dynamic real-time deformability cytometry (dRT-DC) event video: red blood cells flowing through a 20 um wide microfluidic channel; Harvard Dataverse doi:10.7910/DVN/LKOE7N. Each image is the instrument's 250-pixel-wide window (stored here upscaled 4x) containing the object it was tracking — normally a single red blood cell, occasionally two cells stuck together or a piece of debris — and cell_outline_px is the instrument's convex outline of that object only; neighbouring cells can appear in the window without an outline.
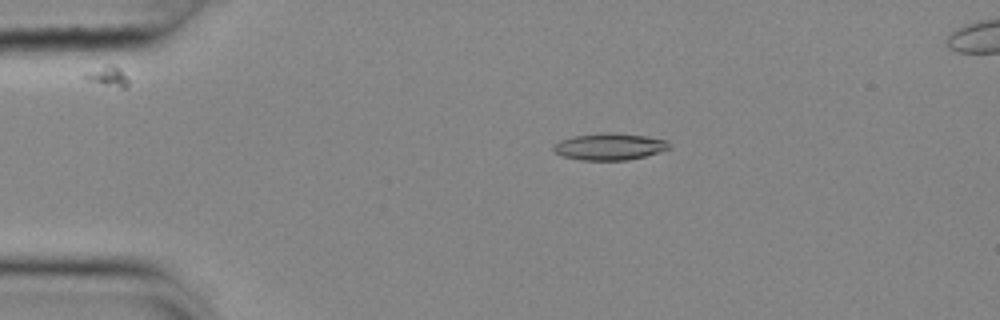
{"species": "common noctule bat (a hibernating species)", "species_latin": "Nyctalus noctula", "temperature_condition": "cold", "stored_images_in_passage": 56, "camera_frame_rate_fps": 3000, "um_per_image_px": 0.085, "animal": {"sex": "female", "body_mass_g": 25.1}, "frame": {"image": 1, "passage_image": 12, "time_ms": 3.667, "image_size_px": [1000, 320], "cell_outline_px": [[668, 148], [660, 152], [628, 160], [580, 160], [564, 156], [556, 152], [552, 148], [552, 144], [560, 140], [572, 136], [608, 132], [644, 136], [668, 140]], "centroid_in_image_um": [51.77, 12.46], "position_along_channel_um": 33.2, "area_um2": 17.92}}
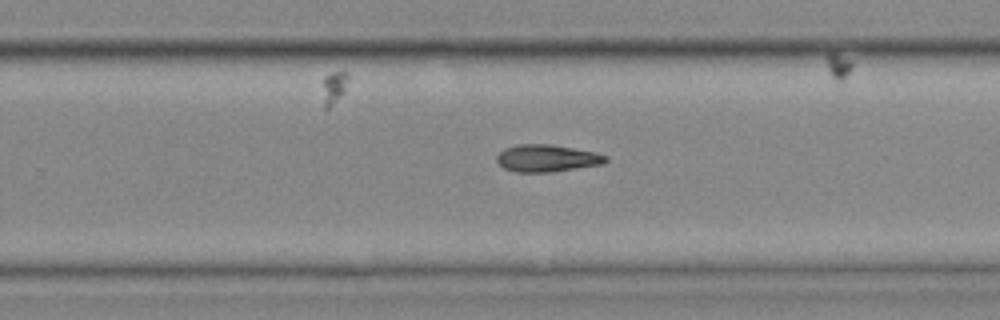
{"frame": {"image": 2, "passage_image": 36, "time_ms": 11.667, "image_size_px": [1000, 320], "cell_outline_px": [[608, 160], [604, 164], [552, 172], [516, 172], [504, 168], [496, 160], [496, 156], [504, 148], [520, 144], [548, 144], [572, 148], [592, 152], [608, 156]], "centroid_in_image_um": [46.48, 13.46], "position_along_channel_um": 283.3, "area_um2": 17.17}}
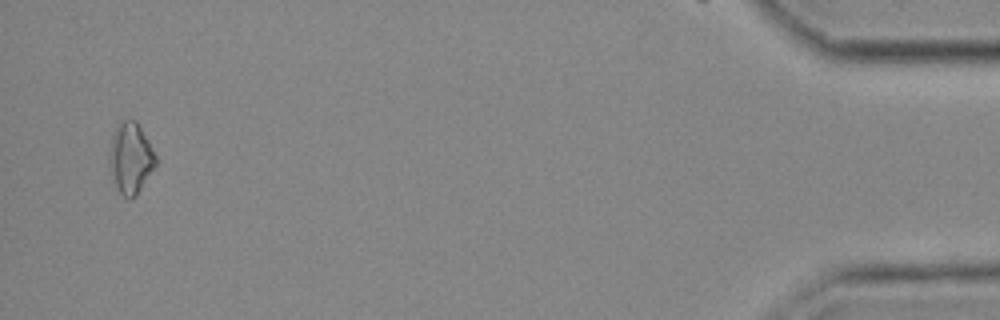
{"frame": {"image": 3, "passage_image": 54, "time_ms": 17.667, "image_size_px": [1000, 320], "cell_outline_px": [[156, 164], [136, 196], [132, 200], [128, 200], [120, 192], [108, 168], [108, 152], [112, 136], [120, 120], [128, 116], [136, 120], [148, 140], [156, 156]], "centroid_in_image_um": [11.07, 13.4], "position_along_channel_um": 424.1, "area_um2": 19.42}}